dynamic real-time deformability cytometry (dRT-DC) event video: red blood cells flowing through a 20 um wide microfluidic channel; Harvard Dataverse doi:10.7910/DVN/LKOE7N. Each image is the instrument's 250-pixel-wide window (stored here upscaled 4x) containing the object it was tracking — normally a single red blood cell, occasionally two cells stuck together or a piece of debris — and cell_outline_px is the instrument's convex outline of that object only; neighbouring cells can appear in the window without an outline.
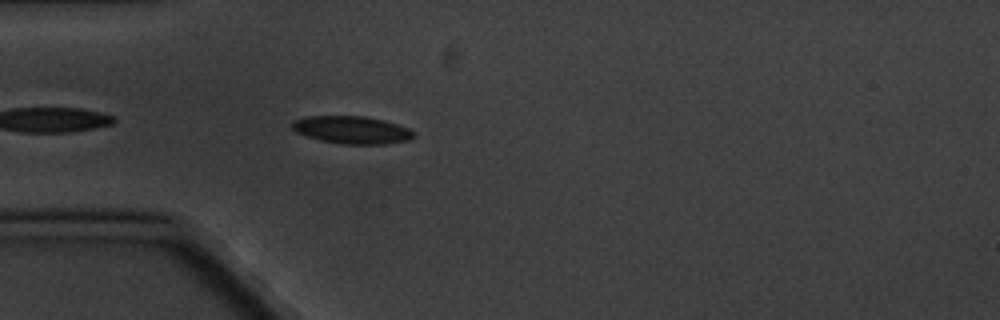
{"species": "common noctule bat (a hibernating species)", "species_latin": "Nyctalus noctula", "temperature_condition": "cold", "stored_images_in_passage": 5, "camera_frame_rate_fps": 3000, "um_per_image_px": 0.085, "animal": {"sex": "male", "body_mass_g": 20.1, "forearm_length_mm": 53.5}, "frame": {"image": 1, "passage_image": 5, "time_ms": 5.333, "image_size_px": [1000, 320], "cell_outline_px": [[416, 136], [408, 140], [384, 144], [340, 144], [320, 140], [296, 132], [292, 128], [292, 120], [304, 116], [364, 116], [384, 120], [408, 128]], "centroid_in_image_um": [29.88, 11.04], "position_along_channel_um": 55.1, "area_um2": 19.54}}